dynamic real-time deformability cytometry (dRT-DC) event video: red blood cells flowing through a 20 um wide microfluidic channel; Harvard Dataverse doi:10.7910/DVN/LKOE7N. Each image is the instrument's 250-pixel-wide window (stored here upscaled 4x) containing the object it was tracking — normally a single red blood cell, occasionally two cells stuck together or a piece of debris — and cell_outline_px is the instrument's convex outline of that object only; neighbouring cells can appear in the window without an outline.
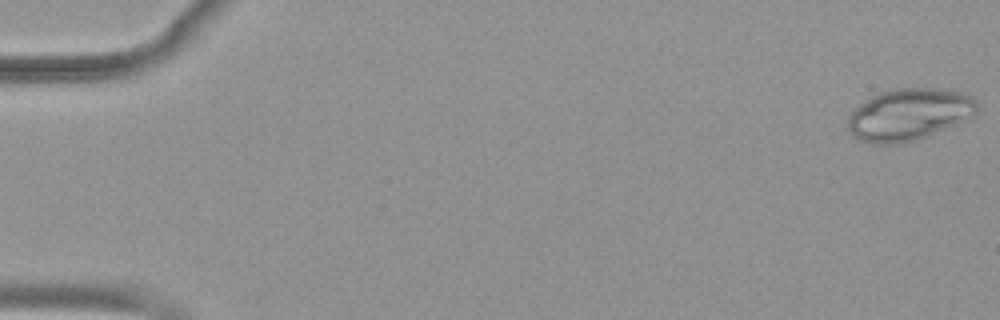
{"species": "common noctule bat (a hibernating species)", "species_latin": "Nyctalus noctula", "temperature_condition": "warm", "stored_images_in_passage": 21, "camera_frame_rate_fps": 3000, "um_per_image_px": 0.085, "animal": {"sex": "female", "body_mass_g": 19.9}, "frame": {"image": 1, "passage_image": 1, "time_ms": 0.0, "image_size_px": [1000, 320], "cell_outline_px": [[976, 116], [968, 120], [916, 140], [900, 144], [872, 144], [856, 140], [852, 136], [848, 128], [848, 116], [864, 100], [880, 92], [892, 88], [948, 88], [964, 92], [972, 96], [976, 100]], "centroid_in_image_um": [77.28, 9.73], "position_along_channel_um": 7.7, "area_um2": 39.77}}